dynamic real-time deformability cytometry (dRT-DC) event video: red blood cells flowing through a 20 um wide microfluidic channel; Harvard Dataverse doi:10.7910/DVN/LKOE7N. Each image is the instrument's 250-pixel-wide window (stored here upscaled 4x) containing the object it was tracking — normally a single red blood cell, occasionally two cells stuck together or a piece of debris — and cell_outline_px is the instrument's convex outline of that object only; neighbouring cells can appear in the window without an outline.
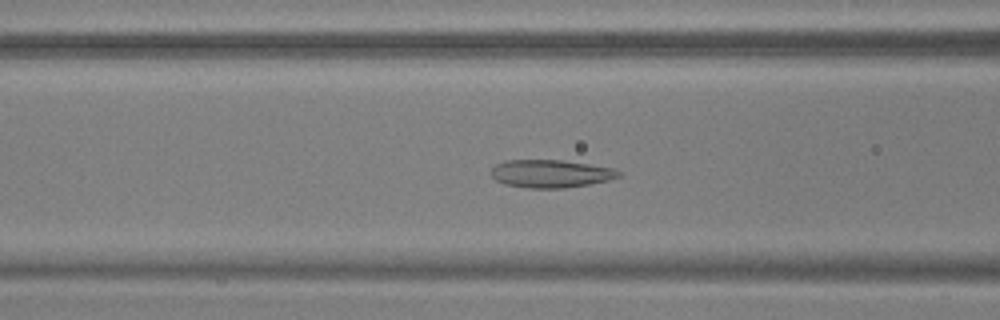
{"species": "common noctule bat (a hibernating species)", "species_latin": "Nyctalus noctula", "temperature_condition": "warm", "stored_images_in_passage": 55, "camera_frame_rate_fps": 3000, "um_per_image_px": 0.085, "animal": {"sex": "male", "body_mass_g": 17.9, "forearm_length_mm": 54.2}, "frame": {"image": 1, "passage_image": 23, "time_ms": 7.333, "image_size_px": [1000, 320], "cell_outline_px": [[620, 176], [608, 180], [588, 184], [564, 188], [528, 188], [504, 184], [496, 180], [488, 172], [496, 164], [504, 160], [560, 160], [616, 168], [620, 172]], "centroid_in_image_um": [46.77, 14.76], "position_along_channel_um": 119.8, "area_um2": 20.75}}
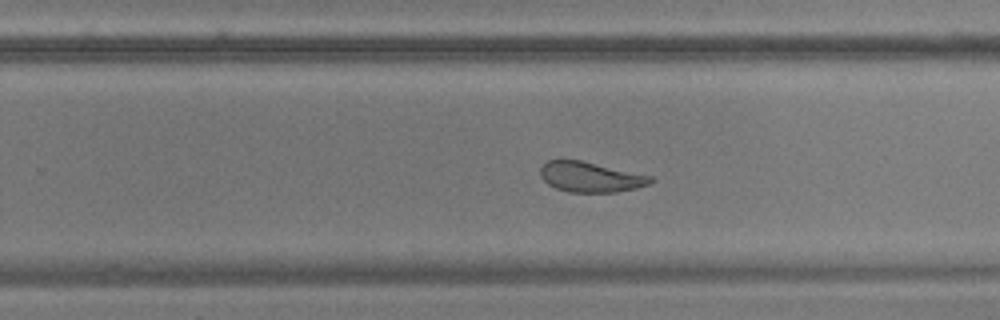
{"frame": {"image": 2, "passage_image": 36, "time_ms": 11.667, "image_size_px": [1000, 320], "cell_outline_px": [[656, 180], [648, 184], [636, 188], [616, 192], [568, 192], [556, 188], [548, 184], [540, 176], [540, 168], [548, 160], [580, 160], [652, 176]], "centroid_in_image_um": [50.19, 15.05], "position_along_channel_um": 279.6, "area_um2": 19.31}}
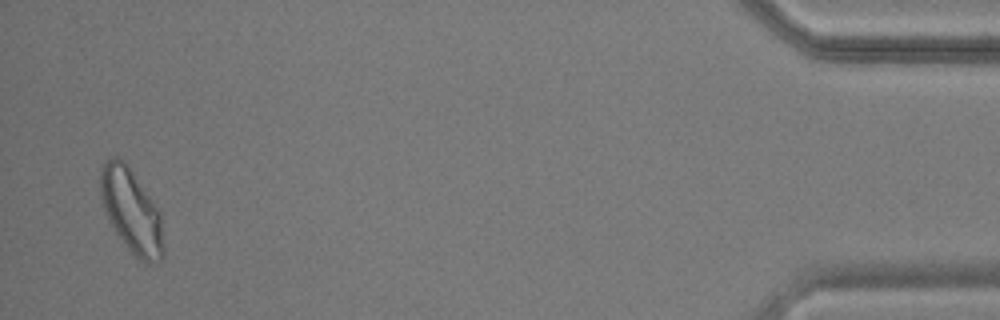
{"frame": {"image": 3, "passage_image": 54, "time_ms": 17.667, "image_size_px": [1000, 320], "cell_outline_px": [[164, 256], [160, 260], [152, 264], [148, 264], [140, 260], [124, 244], [112, 228], [104, 212], [100, 196], [100, 172], [104, 160], [112, 156], [116, 156], [124, 160], [160, 212], [164, 248]], "centroid_in_image_um": [11.14, 17.94], "position_along_channel_um": 424.1, "area_um2": 30.98}, "authors_computed_cell_mechanics": {"area_um2": 23.0044, "velocity_mm_per_s": 3.6923, "shape_relaxation_time_tau1_ms": 6.4702, "shape_relaxation_time_tau2_ms": 1.2409, "deformation_change_tau1": 0.1361, "deformation_change_tau2": 0.0731}}